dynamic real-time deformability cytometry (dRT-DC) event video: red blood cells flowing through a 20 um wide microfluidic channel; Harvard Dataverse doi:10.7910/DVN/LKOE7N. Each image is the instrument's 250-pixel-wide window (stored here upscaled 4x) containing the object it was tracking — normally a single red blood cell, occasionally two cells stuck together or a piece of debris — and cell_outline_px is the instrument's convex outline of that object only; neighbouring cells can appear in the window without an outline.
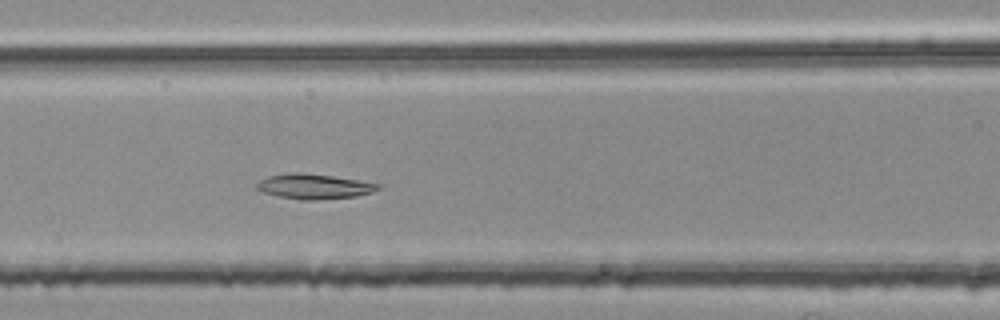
{"species": "common noctule bat (a hibernating species)", "species_latin": "Nyctalus noctula", "temperature_condition": "room temperature", "stored_images_in_passage": 48, "camera_frame_rate_fps": 3000, "um_per_image_px": 0.085, "animal": {"sex": "female", "body_mass_g": 25.1}, "frame": {"image": 1, "passage_image": 20, "time_ms": 6.333, "image_size_px": [1000, 320], "cell_outline_px": [[380, 188], [372, 192], [356, 196], [312, 200], [300, 200], [280, 196], [264, 192], [256, 188], [256, 184], [260, 180], [268, 176], [292, 172], [304, 172], [332, 176], [380, 184]], "centroid_in_image_um": [26.67, 15.84], "position_along_channel_um": 139.9, "area_um2": 17.46}}
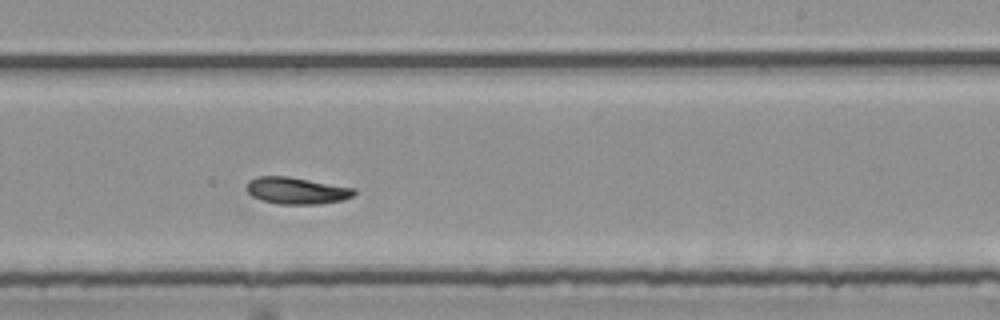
{"frame": {"image": 2, "passage_image": 30, "time_ms": 9.667, "image_size_px": [1000, 320], "cell_outline_px": [[356, 192], [352, 196], [344, 200], [320, 204], [276, 204], [260, 200], [252, 196], [244, 188], [248, 180], [256, 176], [288, 176], [356, 188]], "centroid_in_image_um": [25.18, 16.2], "position_along_channel_um": 263.8, "area_um2": 17.11}}
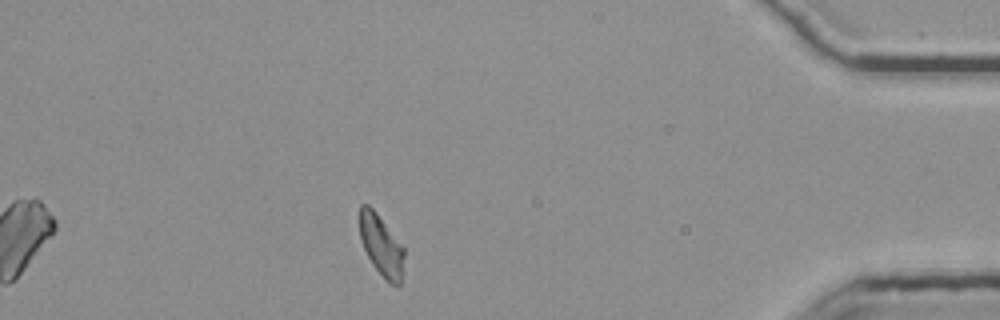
{"frame": {"image": 3, "passage_image": 45, "time_ms": 14.667, "image_size_px": [1000, 320], "cell_outline_px": [[404, 256], [400, 284], [388, 284], [384, 280], [372, 264], [364, 248], [360, 236], [360, 204], [368, 204], [376, 212], [404, 244]], "centroid_in_image_um": [32.43, 20.86], "position_along_channel_um": 402.8, "area_um2": 16.01}}